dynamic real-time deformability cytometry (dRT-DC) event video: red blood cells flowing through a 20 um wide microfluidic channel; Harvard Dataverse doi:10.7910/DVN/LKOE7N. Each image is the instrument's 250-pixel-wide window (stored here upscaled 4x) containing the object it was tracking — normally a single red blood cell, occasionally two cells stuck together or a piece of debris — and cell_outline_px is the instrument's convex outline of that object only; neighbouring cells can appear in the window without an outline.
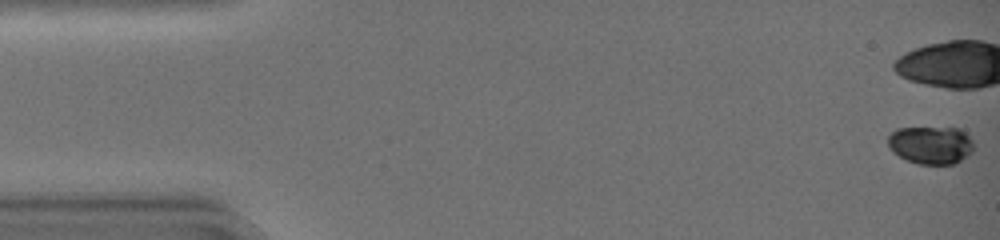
{"species": "common noctule bat (a hibernating species)", "species_latin": "Nyctalus noctula", "temperature_condition": "warm", "stored_images_in_passage": 29, "camera_frame_rate_fps": 3000, "um_per_image_px": 0.085, "animal": {"sex": "female", "body_mass_g": 19.0, "forearm_length_mm": 51.5}, "frame": {"image": 1, "passage_image": 1, "time_ms": 0.0, "image_size_px": [1000, 240], "cell_outline_px": [[972, 152], [968, 156], [952, 164], [920, 164], [908, 160], [892, 152], [888, 148], [888, 136], [896, 128], [956, 128], [964, 132], [972, 140]], "centroid_in_image_um": [79.09, 12.32], "position_along_channel_um": 5.9, "area_um2": 18.79}}